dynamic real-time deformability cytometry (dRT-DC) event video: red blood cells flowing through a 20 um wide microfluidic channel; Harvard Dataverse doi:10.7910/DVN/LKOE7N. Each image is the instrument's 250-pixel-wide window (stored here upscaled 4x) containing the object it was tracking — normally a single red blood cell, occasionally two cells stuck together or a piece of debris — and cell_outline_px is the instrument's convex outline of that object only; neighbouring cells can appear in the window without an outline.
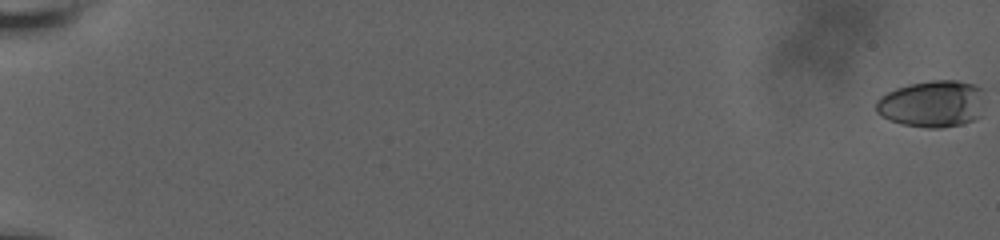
{"species": "human", "species_latin": "Homo sapiens", "temperature_condition": "room temperature", "stored_images_in_passage": 61, "camera_frame_rate_fps": 3000, "um_per_image_px": 0.085, "donor": {"sex": "male"}, "frame": {"image": 1, "passage_image": 1, "time_ms": 0.0, "image_size_px": [1000, 240], "cell_outline_px": [[984, 88], [980, 116], [972, 120], [960, 124], [940, 128], [924, 128], [904, 124], [880, 116], [876, 112], [876, 100], [880, 96], [896, 88], [908, 84], [932, 80], [956, 80], [972, 84]], "centroid_in_image_um": [79.23, 8.81], "position_along_channel_um": 5.8, "area_um2": 29.71}}
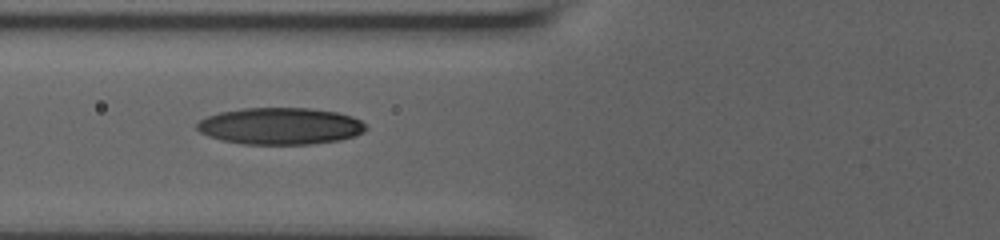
{"frame": {"image": 2, "passage_image": 35, "time_ms": 9.333, "image_size_px": [1000, 240], "cell_outline_px": [[368, 128], [364, 132], [356, 136], [340, 140], [312, 144], [244, 144], [224, 140], [208, 136], [200, 132], [196, 128], [196, 124], [200, 120], [208, 116], [220, 112], [244, 108], [308, 108], [336, 112], [352, 116], [368, 124]], "centroid_in_image_um": [23.87, 10.72], "position_along_channel_um": 101.9, "area_um2": 36.36}}
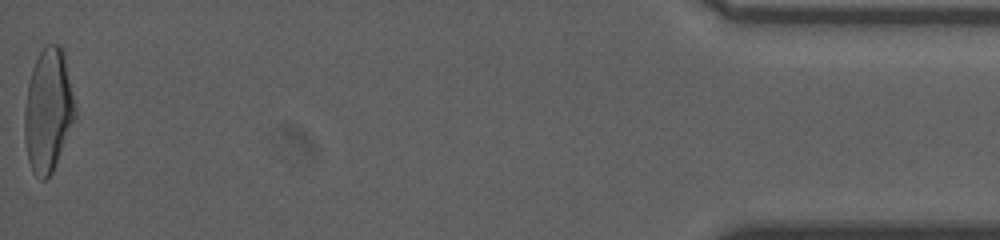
{"frame": {"image": 3, "passage_image": 60, "time_ms": 20.667, "image_size_px": [1000, 240], "cell_outline_px": [[76, 120], [52, 172], [44, 180], [40, 180], [32, 172], [28, 160], [24, 140], [24, 108], [28, 80], [32, 68], [44, 44], [60, 44], [64, 52], [76, 108]], "centroid_in_image_um": [4.09, 9.38], "position_along_channel_um": 431.1, "area_um2": 36.88}, "authors_computed_cell_mechanics": {"area_um2": 33.4662, "velocity_mm_per_s": 3.6584, "shape_relaxation_time_tau1_ms": 8.7351, "shape_relaxation_time_tau2_ms": 1.6496, "deformation_change_tau1": 0.2684, "deformation_change_tau2": 0.0763}}